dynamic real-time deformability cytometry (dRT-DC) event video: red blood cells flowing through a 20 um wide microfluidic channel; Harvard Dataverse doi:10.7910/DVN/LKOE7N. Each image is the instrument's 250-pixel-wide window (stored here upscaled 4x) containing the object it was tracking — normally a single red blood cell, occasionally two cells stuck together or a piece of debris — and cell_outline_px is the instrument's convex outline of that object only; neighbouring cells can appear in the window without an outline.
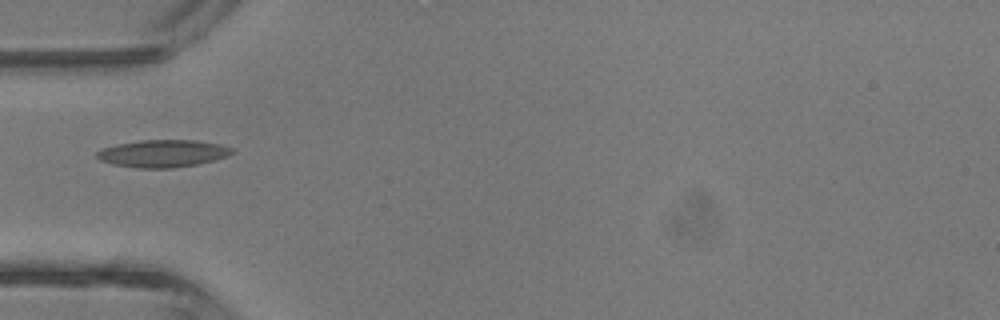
{"species": "common noctule bat (a hibernating species)", "species_latin": "Nyctalus noctula", "temperature_condition": "room temperature", "stored_images_in_passage": 32, "camera_frame_rate_fps": 3000, "um_per_image_px": 0.085, "animal": {"sex": "male", "body_mass_g": 13.3}, "frame": {"image": 1, "passage_image": 3, "time_ms": 0.667, "image_size_px": [1000, 320], "cell_outline_px": [[232, 152], [228, 156], [216, 160], [196, 164], [172, 168], [136, 168], [112, 164], [100, 160], [96, 156], [96, 152], [104, 148], [116, 144], [140, 140], [192, 140], [220, 144], [232, 148]], "centroid_in_image_um": [13.82, 13.05], "position_along_channel_um": 71.2, "area_um2": 21.5}}
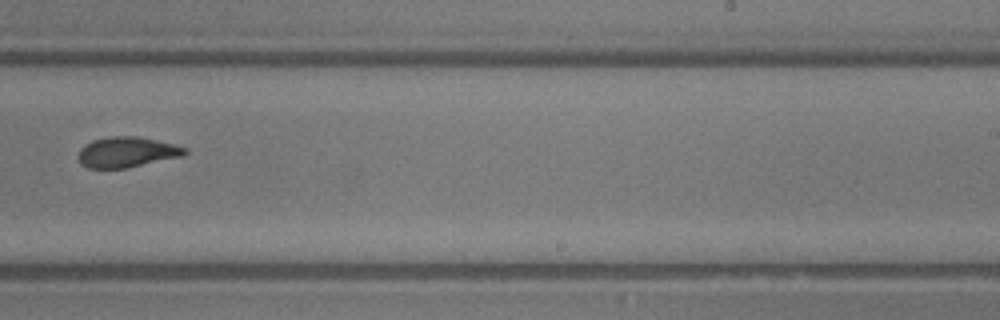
{"frame": {"image": 2, "passage_image": 16, "time_ms": 5.0, "image_size_px": [1000, 320], "cell_outline_px": [[188, 152], [184, 156], [128, 168], [88, 168], [80, 164], [80, 148], [84, 144], [92, 140], [112, 136], [136, 136], [172, 144], [188, 148]], "centroid_in_image_um": [10.8, 12.94], "position_along_channel_um": 278.2, "area_um2": 18.9}}
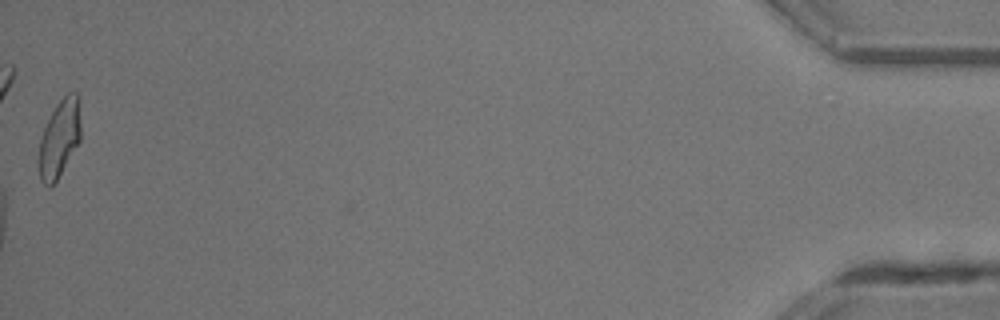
{"frame": {"image": 3, "passage_image": 32, "time_ms": 10.333, "image_size_px": [1000, 320], "cell_outline_px": [[80, 140], [52, 188], [48, 188], [40, 180], [36, 160], [40, 136], [56, 104], [68, 92], [76, 92], [80, 96]], "centroid_in_image_um": [5.02, 11.8], "position_along_channel_um": 430.2, "area_um2": 19.48}, "authors_computed_cell_mechanics": {"area_um2": 19.3341, "velocity_mm_per_s": 4.7586, "shape_relaxation_time_tau1_ms": 4.6894, "shape_relaxation_time_tau2_ms": 1.408, "deformation_change_tau1": 0.1554, "deformation_change_tau2": 0.0729}}